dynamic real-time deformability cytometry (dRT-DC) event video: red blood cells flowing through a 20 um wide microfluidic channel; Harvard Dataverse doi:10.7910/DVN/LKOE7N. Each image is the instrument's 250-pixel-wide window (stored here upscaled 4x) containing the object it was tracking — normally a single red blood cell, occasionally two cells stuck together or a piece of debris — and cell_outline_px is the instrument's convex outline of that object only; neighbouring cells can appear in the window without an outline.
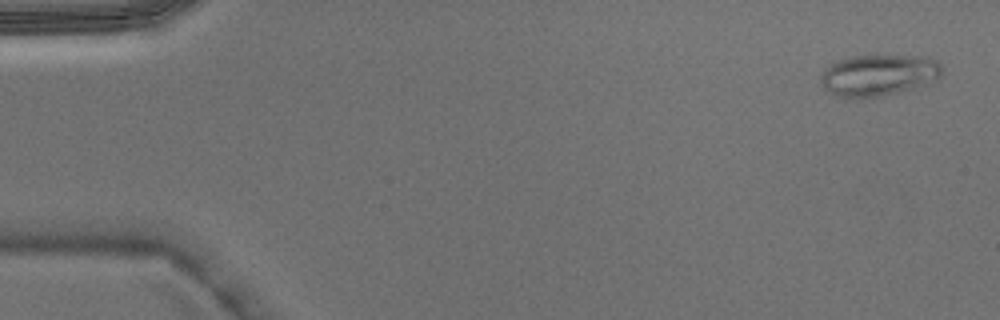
{"species": "Egyptian fruit bat (a non-hibernating species)", "species_latin": "Rousettus aegyptiacus", "temperature_condition": "warm", "stored_images_in_passage": 3, "camera_frame_rate_fps": 3000, "um_per_image_px": 0.085, "animal": {"sex": "male"}, "frame": {"image": 1, "passage_image": 1, "time_ms": 0.0, "image_size_px": [1000, 320], "cell_outline_px": [[940, 76], [912, 88], [864, 100], [844, 100], [828, 92], [824, 88], [820, 80], [820, 76], [836, 60], [852, 56], [928, 56], [936, 60], [940, 64]], "centroid_in_image_um": [74.58, 6.42], "position_along_channel_um": 10.4, "area_um2": 29.3}}